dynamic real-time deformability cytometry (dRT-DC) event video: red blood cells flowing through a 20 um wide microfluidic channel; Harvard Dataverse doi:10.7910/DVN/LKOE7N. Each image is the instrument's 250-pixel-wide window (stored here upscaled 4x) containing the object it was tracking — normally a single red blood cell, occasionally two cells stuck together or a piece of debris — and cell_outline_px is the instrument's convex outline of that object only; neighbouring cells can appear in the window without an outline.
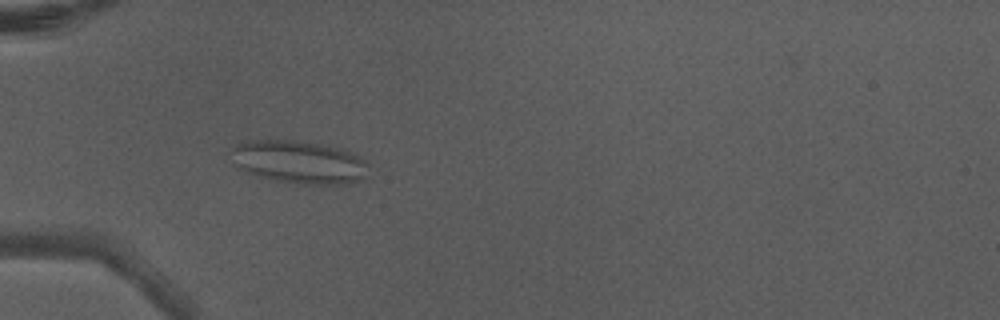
{"species": "Egyptian fruit bat (a non-hibernating species)", "species_latin": "Rousettus aegyptiacus", "temperature_condition": "warm", "stored_images_in_passage": 4, "camera_frame_rate_fps": 3000, "um_per_image_px": 0.085, "animal": {"sex": "male"}, "frame": {"image": 1, "passage_image": 4, "time_ms": 1.0, "image_size_px": [1000, 320], "cell_outline_px": [[368, 164], [364, 176], [360, 180], [348, 184], [300, 184], [276, 180], [256, 176], [244, 172], [236, 168], [228, 152], [232, 144], [244, 140], [292, 140], [344, 148], [360, 156]], "centroid_in_image_um": [25.32, 13.76], "position_along_channel_um": 59.7, "area_um2": 35.03}}